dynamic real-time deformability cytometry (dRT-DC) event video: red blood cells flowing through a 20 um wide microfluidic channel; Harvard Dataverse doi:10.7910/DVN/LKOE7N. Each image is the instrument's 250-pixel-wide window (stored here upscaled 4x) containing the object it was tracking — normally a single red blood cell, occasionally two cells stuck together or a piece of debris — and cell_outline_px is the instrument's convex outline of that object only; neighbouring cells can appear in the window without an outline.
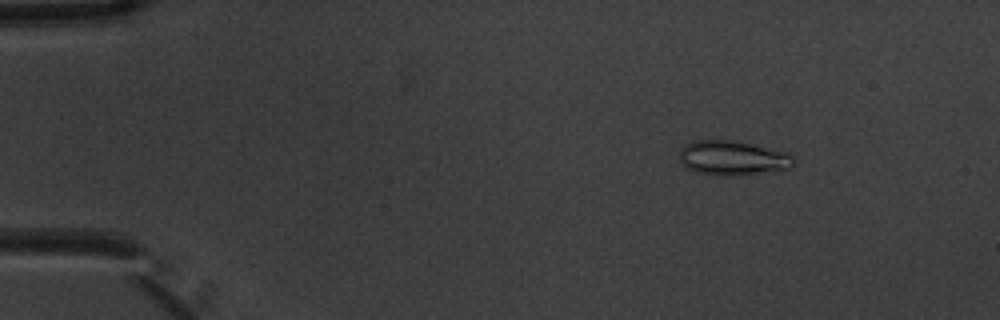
{"species": "common noctule bat (a hibernating species)", "species_latin": "Nyctalus noctula", "temperature_condition": "warm", "stored_images_in_passage": 7, "camera_frame_rate_fps": 3000, "um_per_image_px": 0.085, "animal": {"sex": "male", "body_mass_g": 20.1, "forearm_length_mm": 53.5}, "frame": {"image": 1, "passage_image": 3, "time_ms": 0.667, "image_size_px": [1000, 320], "cell_outline_px": [[796, 164], [792, 168], [740, 176], [720, 176], [696, 172], [680, 164], [680, 148], [684, 144], [692, 140], [732, 140], [788, 152], [796, 160]], "centroid_in_image_um": [62.29, 13.44], "position_along_channel_um": 22.7, "area_um2": 23.47}}
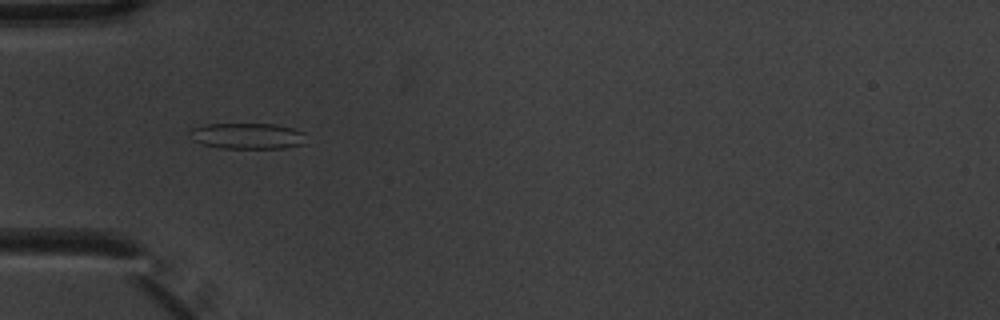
{"frame": {"image": 2, "passage_image": 6, "time_ms": 1.667, "image_size_px": [1000, 320], "cell_outline_px": [[304, 144], [284, 148], [220, 148], [204, 144], [192, 140], [192, 128], [204, 124], [276, 124], [292, 128], [304, 132]], "centroid_in_image_um": [21.05, 11.55], "position_along_channel_um": 63.9, "area_um2": 17.46}}
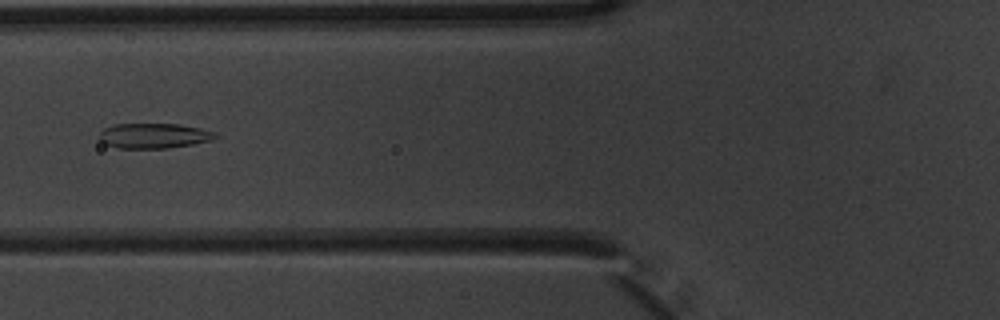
{"frame": {"image": 3, "passage_image": 7, "time_ms": 2.0, "image_size_px": [1000, 320], "cell_outline_px": [[220, 136], [212, 140], [192, 144], [168, 148], [116, 148], [104, 144], [100, 140], [100, 132], [104, 128], [112, 124], [180, 124], [200, 128], [216, 132]], "centroid_in_image_um": [13.09, 11.54], "position_along_channel_um": 112.7, "area_um2": 17.11}}